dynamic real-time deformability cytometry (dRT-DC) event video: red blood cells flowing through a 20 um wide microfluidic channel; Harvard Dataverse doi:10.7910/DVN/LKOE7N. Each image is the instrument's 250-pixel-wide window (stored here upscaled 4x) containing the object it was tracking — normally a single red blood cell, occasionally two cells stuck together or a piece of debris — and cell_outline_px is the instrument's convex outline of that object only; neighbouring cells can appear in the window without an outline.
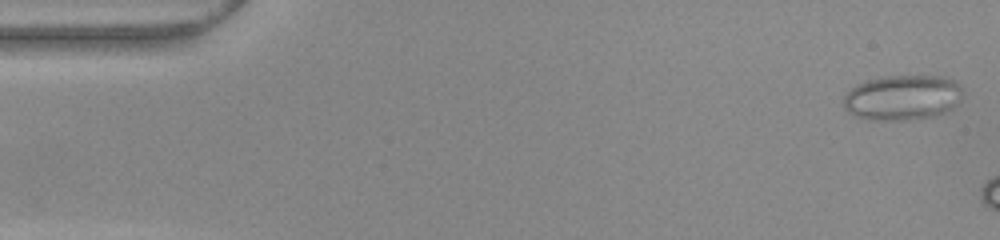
{"species": "common noctule bat (a hibernating species)", "species_latin": "Nyctalus noctula", "temperature_condition": "warm", "stored_images_in_passage": 7, "camera_frame_rate_fps": 3000, "um_per_image_px": 0.085, "animal": {"sex": "female", "body_mass_g": 22.0, "forearm_length_mm": 56.7}, "frame": {"image": 1, "passage_image": 1, "time_ms": 0.0, "image_size_px": [1000, 240], "cell_outline_px": [[960, 100], [952, 108], [936, 116], [908, 120], [868, 120], [852, 116], [844, 108], [844, 96], [856, 84], [868, 80], [884, 76], [944, 76], [956, 80], [960, 84]], "centroid_in_image_um": [76.69, 8.3], "position_along_channel_um": 8.3, "area_um2": 31.62}}